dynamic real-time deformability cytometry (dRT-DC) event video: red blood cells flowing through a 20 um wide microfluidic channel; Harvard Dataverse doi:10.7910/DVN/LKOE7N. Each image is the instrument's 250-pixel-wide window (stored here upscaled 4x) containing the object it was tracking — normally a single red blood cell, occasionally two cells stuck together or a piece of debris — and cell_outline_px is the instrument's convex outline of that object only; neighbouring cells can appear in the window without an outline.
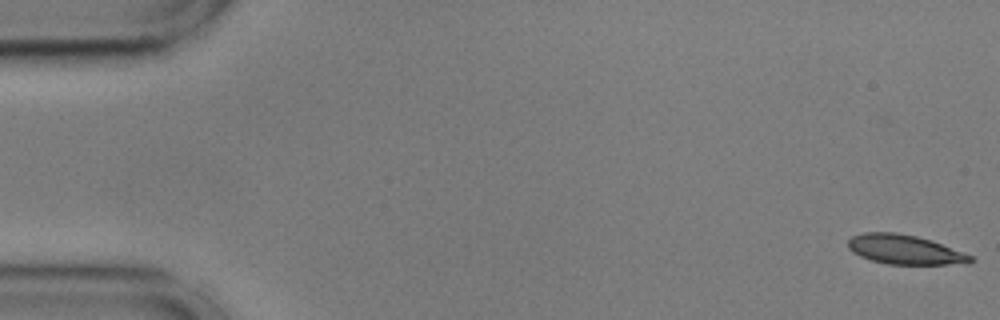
{"species": "common noctule bat (a hibernating species)", "species_latin": "Nyctalus noctula", "temperature_condition": "cold", "stored_images_in_passage": 55, "camera_frame_rate_fps": 3000, "um_per_image_px": 0.085, "animal": {"sex": "male", "body_mass_g": 17.9, "forearm_length_mm": 54.2}, "frame": {"image": 1, "passage_image": 1, "time_ms": 0.0, "image_size_px": [1000, 320], "cell_outline_px": [[976, 260], [968, 264], [888, 264], [872, 260], [860, 256], [852, 252], [848, 248], [848, 240], [852, 236], [864, 232], [896, 232], [916, 236], [932, 240], [972, 256]], "centroid_in_image_um": [76.91, 21.21], "position_along_channel_um": 8.1, "area_um2": 21.04}}
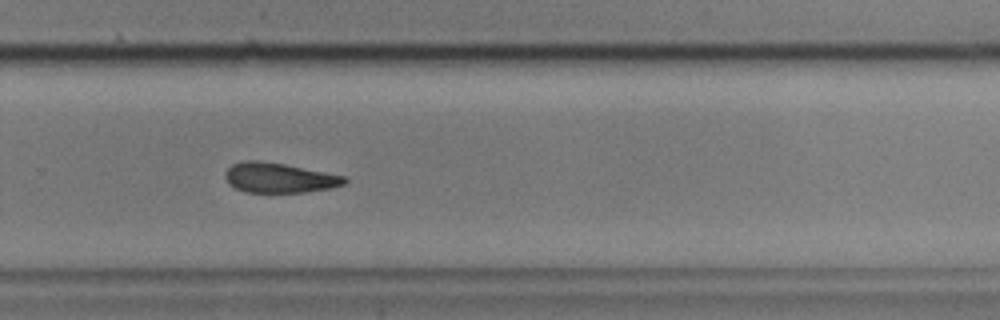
{"frame": {"image": 2, "passage_image": 37, "time_ms": 12.0, "image_size_px": [1000, 320], "cell_outline_px": [[348, 180], [344, 184], [332, 188], [304, 192], [244, 192], [228, 184], [224, 176], [224, 172], [232, 164], [244, 160], [260, 160], [284, 164], [348, 176]], "centroid_in_image_um": [23.73, 15.1], "position_along_channel_um": 306.1, "area_um2": 21.04}}
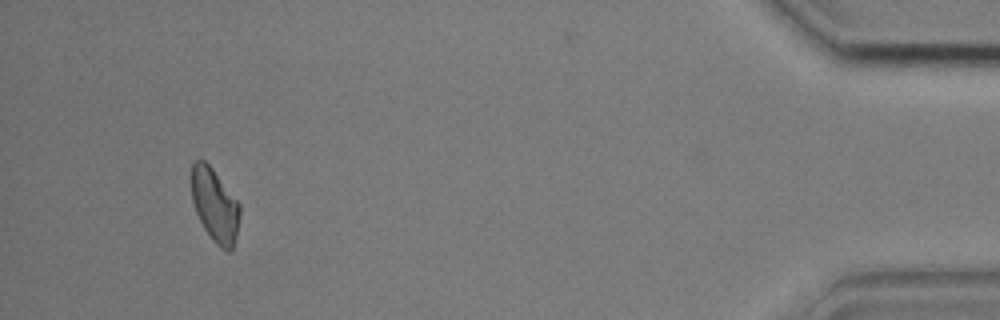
{"frame": {"image": 3, "passage_image": 52, "time_ms": 17.0, "image_size_px": [1000, 320], "cell_outline_px": [[240, 216], [236, 236], [232, 252], [228, 252], [220, 248], [212, 240], [204, 228], [196, 212], [192, 200], [192, 164], [196, 160], [204, 160], [212, 168], [240, 204]], "centroid_in_image_um": [18.28, 17.48], "position_along_channel_um": 416.9, "area_um2": 20.58}, "authors_computed_cell_mechanics": {"area_um2": 21.9062, "velocity_mm_per_s": 3.5942, "shape_relaxation_time_tau1_ms": 5.621, "shape_relaxation_time_tau2_ms": 11.1118, "deformation_change_tau1": 0.1228, "deformation_change_tau2": 0.2013}}